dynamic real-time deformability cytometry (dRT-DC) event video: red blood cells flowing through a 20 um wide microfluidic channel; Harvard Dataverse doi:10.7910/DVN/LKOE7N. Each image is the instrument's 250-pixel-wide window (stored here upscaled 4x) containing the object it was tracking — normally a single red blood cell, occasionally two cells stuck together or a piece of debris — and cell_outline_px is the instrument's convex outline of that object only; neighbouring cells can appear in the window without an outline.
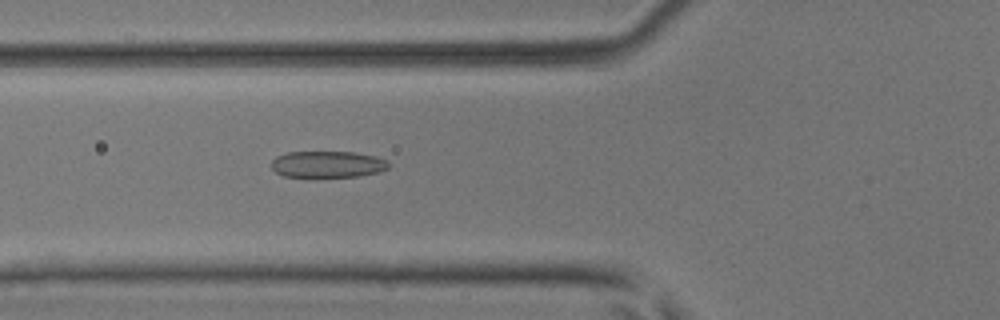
{"species": "common noctule bat (a hibernating species)", "species_latin": "Nyctalus noctula", "temperature_condition": "room temperature", "stored_images_in_passage": 50, "camera_frame_rate_fps": 3000, "um_per_image_px": 0.085, "animal": {"sex": "male", "body_mass_g": 17.9, "forearm_length_mm": 54.2}, "frame": {"image": 1, "passage_image": 19, "time_ms": 6.0, "image_size_px": [1000, 320], "cell_outline_px": [[388, 168], [380, 172], [360, 176], [312, 180], [284, 176], [276, 172], [272, 168], [272, 160], [276, 156], [288, 152], [352, 152], [376, 156], [388, 160]], "centroid_in_image_um": [27.83, 14.02], "position_along_channel_um": 98.0, "area_um2": 19.07}}
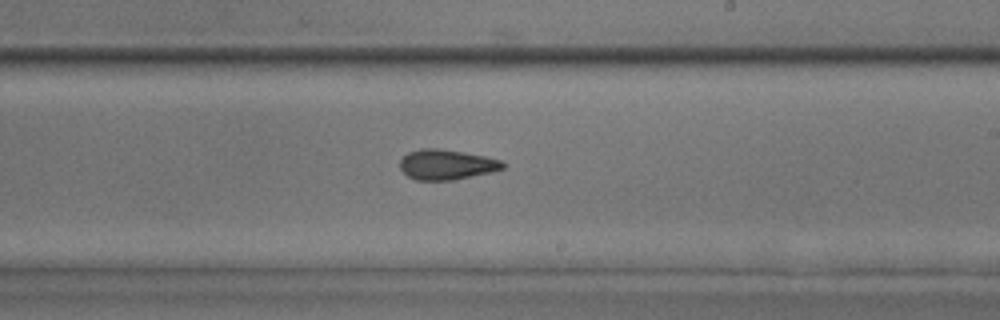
{"frame": {"image": 2, "passage_image": 30, "time_ms": 9.667, "image_size_px": [1000, 320], "cell_outline_px": [[504, 168], [492, 172], [452, 180], [416, 180], [408, 176], [400, 168], [400, 160], [408, 152], [420, 148], [436, 148], [464, 152], [504, 160]], "centroid_in_image_um": [37.96, 13.98], "position_along_channel_um": 251.0, "area_um2": 18.09}}
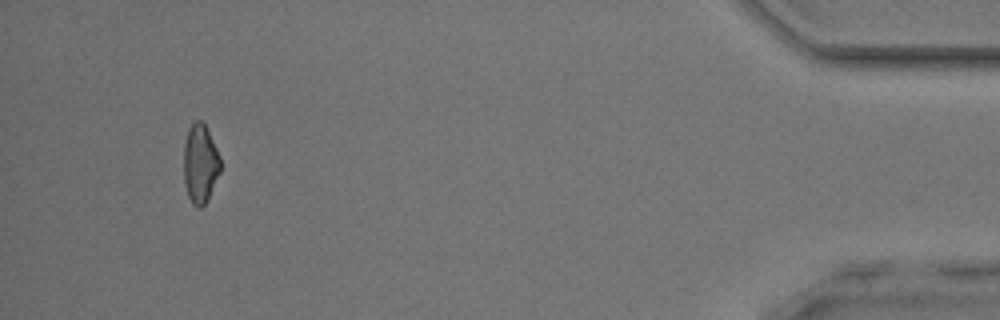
{"frame": {"image": 3, "passage_image": 47, "time_ms": 15.333, "image_size_px": [1000, 320], "cell_outline_px": [[220, 172], [204, 204], [200, 208], [196, 208], [192, 204], [188, 196], [184, 184], [184, 144], [188, 128], [196, 120], [200, 120], [204, 124], [220, 156]], "centroid_in_image_um": [17.0, 13.92], "position_along_channel_um": 418.2, "area_um2": 16.65}, "authors_computed_cell_mechanics": {"area_um2": 18.1781, "velocity_mm_per_s": 4.1852, "shape_relaxation_time_tau1_ms": 6.7824, "shape_relaxation_time_tau2_ms": 2.798, "deformation_change_tau1": 0.1695, "deformation_change_tau2": 0.1181}}